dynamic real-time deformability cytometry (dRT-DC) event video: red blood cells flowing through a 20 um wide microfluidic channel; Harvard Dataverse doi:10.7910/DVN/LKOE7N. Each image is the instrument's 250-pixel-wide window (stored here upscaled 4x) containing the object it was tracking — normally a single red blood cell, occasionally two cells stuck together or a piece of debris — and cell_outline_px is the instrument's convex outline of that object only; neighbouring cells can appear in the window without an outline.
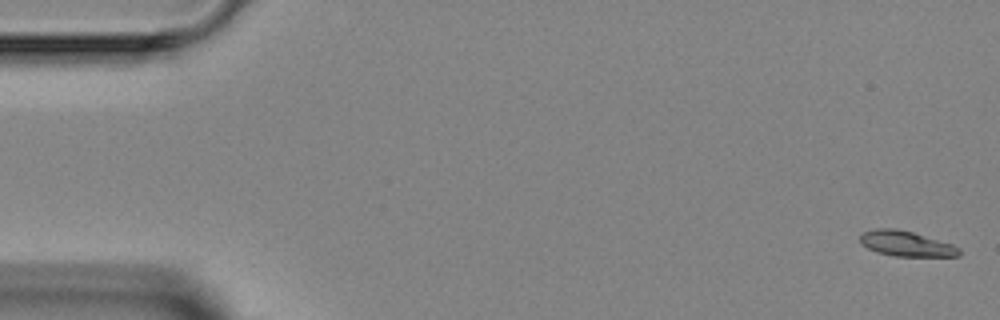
{"species": "Egyptian fruit bat (a non-hibernating species)", "species_latin": "Rousettus aegyptiacus", "temperature_condition": "room temperature", "stored_images_in_passage": 5, "segment_of_instrument_passage": [1, 2], "camera_frame_rate_fps": 3000, "um_per_image_px": 0.085, "animal": {"sex": "female"}, "frame": {"image": 1, "passage_image": 1, "time_ms": 0.0, "image_size_px": [1000, 320], "cell_outline_px": [[960, 256], [896, 256], [876, 252], [860, 244], [860, 236], [864, 232], [876, 228], [896, 228], [912, 232], [952, 244], [960, 248]], "centroid_in_image_um": [77.01, 20.71], "position_along_channel_um": 8.0, "area_um2": 14.51}}
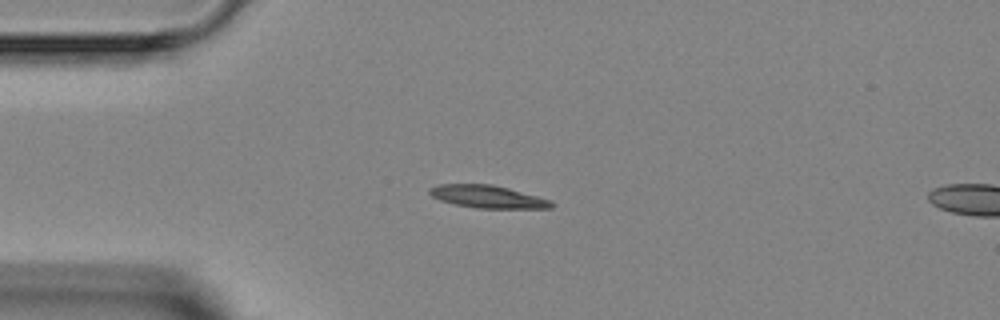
{"frame": {"image": 2, "passage_image": 4, "time_ms": 3.667, "image_size_px": [1000, 320], "cell_outline_px": [[552, 208], [480, 208], [456, 204], [440, 200], [432, 196], [428, 192], [428, 188], [440, 184], [492, 184], [508, 188], [552, 200]], "centroid_in_image_um": [41.44, 16.71], "position_along_channel_um": 43.6, "area_um2": 15.9}}